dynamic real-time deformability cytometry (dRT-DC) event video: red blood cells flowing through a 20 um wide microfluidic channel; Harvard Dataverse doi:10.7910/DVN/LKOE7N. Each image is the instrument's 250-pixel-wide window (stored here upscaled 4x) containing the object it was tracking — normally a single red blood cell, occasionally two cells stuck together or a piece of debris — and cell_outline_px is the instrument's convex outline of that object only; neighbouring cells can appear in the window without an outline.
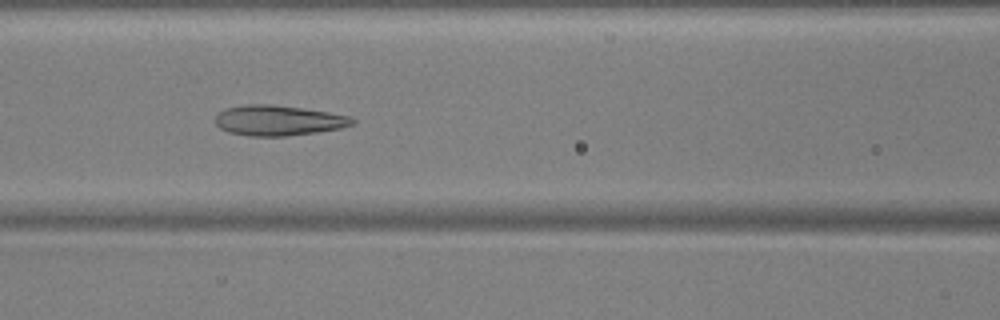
{"species": "common noctule bat (a hibernating species)", "species_latin": "Nyctalus noctula", "temperature_condition": "warm", "stored_images_in_passage": 54, "camera_frame_rate_fps": 3000, "um_per_image_px": 0.085, "animal": {"sex": "male", "body_mass_g": 17.9, "forearm_length_mm": 54.2}, "frame": {"image": 1, "passage_image": 24, "time_ms": 7.667, "image_size_px": [1000, 320], "cell_outline_px": [[356, 124], [340, 128], [316, 132], [288, 136], [248, 136], [228, 132], [220, 128], [216, 124], [216, 116], [224, 108], [244, 104], [272, 104], [328, 112], [352, 116], [356, 120]], "centroid_in_image_um": [23.67, 10.23], "position_along_channel_um": 142.9, "area_um2": 24.33}}
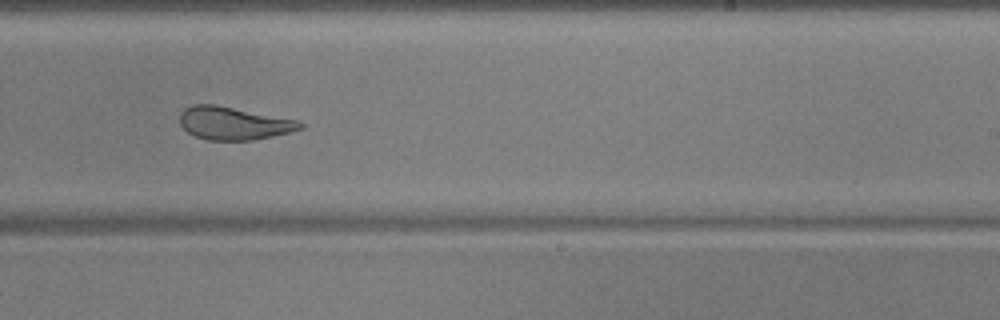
{"frame": {"image": 2, "passage_image": 34, "time_ms": 11.0, "image_size_px": [1000, 320], "cell_outline_px": [[304, 128], [272, 136], [252, 140], [208, 140], [196, 136], [188, 132], [180, 124], [180, 112], [184, 108], [192, 104], [216, 104], [296, 120], [304, 124]], "centroid_in_image_um": [19.82, 10.47], "position_along_channel_um": 269.2, "area_um2": 22.95}}
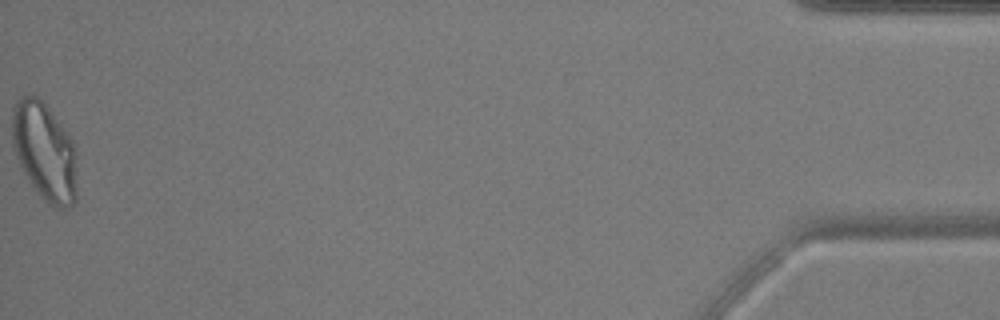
{"frame": {"image": 3, "passage_image": 54, "time_ms": 17.667, "image_size_px": [1000, 320], "cell_outline_px": [[76, 200], [68, 208], [56, 208], [48, 204], [40, 196], [28, 180], [12, 148], [12, 108], [16, 100], [20, 96], [32, 92], [48, 108], [72, 140], [76, 156]], "centroid_in_image_um": [3.76, 12.88], "position_along_channel_um": 431.4, "area_um2": 37.22}, "authors_computed_cell_mechanics": {"area_um2": 28.1486, "velocity_mm_per_s": 3.7991, "shape_relaxation_time_tau1_ms": null, "shape_relaxation_time_tau2_ms": 1.3837, "deformation_change_tau1": null, "deformation_change_tau2": 0.094}}